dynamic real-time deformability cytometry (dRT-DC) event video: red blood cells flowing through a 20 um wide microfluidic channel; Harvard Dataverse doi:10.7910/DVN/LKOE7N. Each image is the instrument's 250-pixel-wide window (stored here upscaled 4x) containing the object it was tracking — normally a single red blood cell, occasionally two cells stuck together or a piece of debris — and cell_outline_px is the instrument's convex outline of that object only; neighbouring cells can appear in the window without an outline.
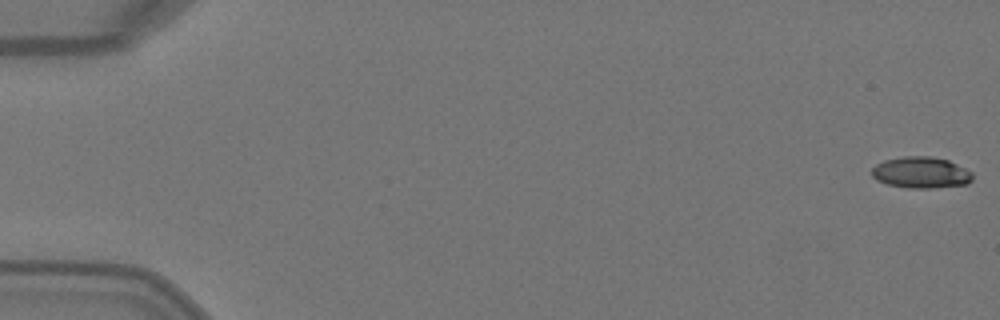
{"species": "Egyptian fruit bat (a non-hibernating species)", "species_latin": "Rousettus aegyptiacus", "temperature_condition": "warm", "stored_images_in_passage": 6, "camera_frame_rate_fps": 3000, "um_per_image_px": 0.085, "animal": {"sex": "female"}, "frame": {"image": 1, "passage_image": 1, "time_ms": 0.0, "image_size_px": [1000, 320], "cell_outline_px": [[972, 180], [968, 184], [932, 188], [908, 188], [888, 184], [876, 180], [872, 176], [872, 168], [876, 164], [884, 160], [904, 156], [928, 156], [948, 160], [972, 172]], "centroid_in_image_um": [78.27, 14.67], "position_along_channel_um": 6.7, "area_um2": 18.38}}
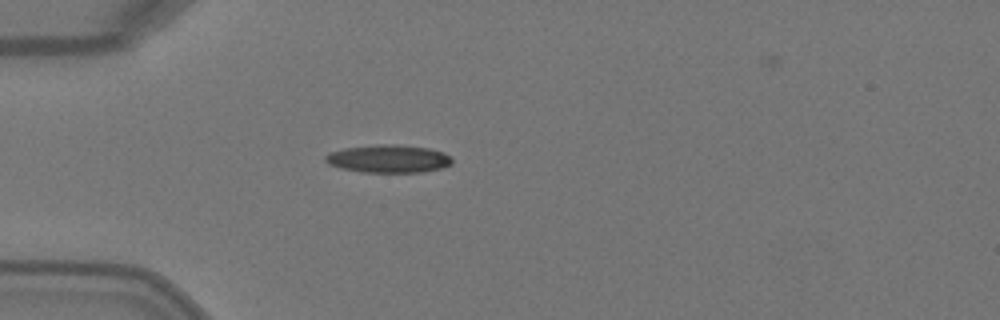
{"frame": {"image": 2, "passage_image": 5, "time_ms": 1.333, "image_size_px": [1000, 320], "cell_outline_px": [[452, 164], [440, 168], [420, 172], [360, 172], [340, 168], [328, 164], [324, 160], [324, 156], [332, 152], [344, 148], [376, 144], [396, 144], [428, 148], [444, 152], [452, 160]], "centroid_in_image_um": [32.99, 13.49], "position_along_channel_um": 52.0, "area_um2": 20.58}}